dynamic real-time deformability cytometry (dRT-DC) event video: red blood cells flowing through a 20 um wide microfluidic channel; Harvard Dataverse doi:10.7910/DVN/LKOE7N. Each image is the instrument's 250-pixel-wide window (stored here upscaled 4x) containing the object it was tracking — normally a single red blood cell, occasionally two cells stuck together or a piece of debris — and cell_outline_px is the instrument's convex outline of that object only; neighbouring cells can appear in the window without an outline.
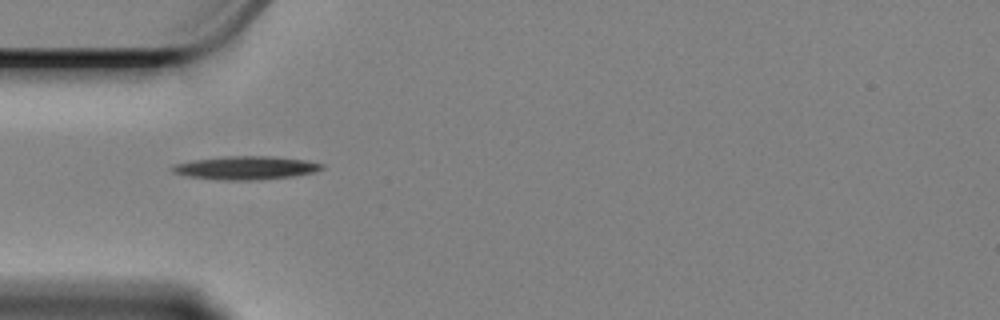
{"species": "Egyptian fruit bat (a non-hibernating species)", "species_latin": "Rousettus aegyptiacus", "temperature_condition": "cold", "stored_images_in_passage": 42, "camera_frame_rate_fps": 3000, "um_per_image_px": 0.085, "animal": {"sex": "female"}, "frame": {"image": 1, "passage_image": 1, "time_ms": 0.0, "image_size_px": [1000, 320], "cell_outline_px": [[324, 168], [312, 172], [292, 176], [252, 180], [220, 180], [188, 176], [172, 172], [172, 168], [176, 164], [192, 160], [224, 156], [268, 156], [308, 160], [324, 164]], "centroid_in_image_um": [20.9, 14.26], "position_along_channel_um": 64.1, "area_um2": 20.17}}
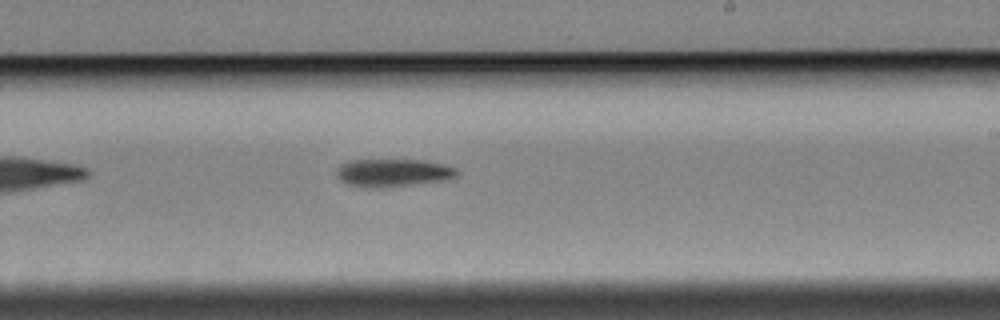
{"frame": {"image": 2, "passage_image": 18, "time_ms": 5.667, "image_size_px": [1000, 320], "cell_outline_px": [[460, 172], [456, 176], [440, 180], [376, 188], [348, 184], [340, 180], [336, 176], [336, 168], [340, 164], [352, 160], [424, 160], [444, 164], [456, 168]], "centroid_in_image_um": [33.37, 14.66], "position_along_channel_um": 255.6, "area_um2": 19.19}}
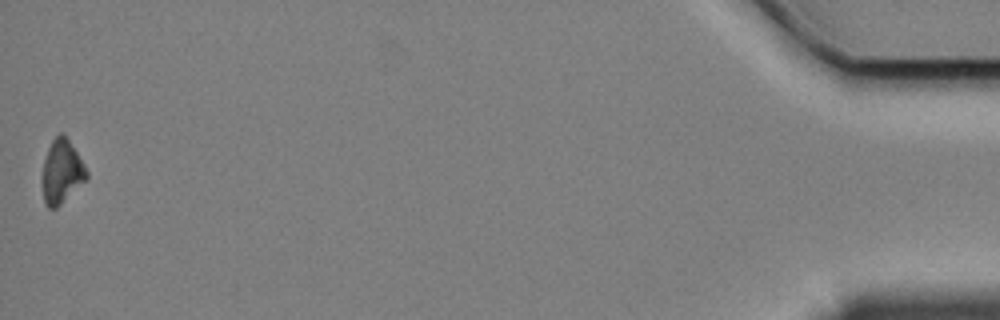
{"frame": {"image": 3, "passage_image": 42, "time_ms": 13.667, "image_size_px": [1000, 320], "cell_outline_px": [[88, 176], [56, 208], [48, 208], [44, 200], [40, 180], [40, 176], [44, 160], [48, 148], [52, 140], [60, 132], [64, 132], [84, 164], [88, 172]], "centroid_in_image_um": [5.19, 14.56], "position_along_channel_um": 430.0, "area_um2": 16.42}, "authors_computed_cell_mechanics": {"area_um2": 18.4671, "velocity_mm_per_s": 3.3813, "shape_relaxation_time_tau1_ms": 3.9894, "shape_relaxation_time_tau2_ms": null, "deformation_change_tau1": 0.1216, "deformation_change_tau2": null}}